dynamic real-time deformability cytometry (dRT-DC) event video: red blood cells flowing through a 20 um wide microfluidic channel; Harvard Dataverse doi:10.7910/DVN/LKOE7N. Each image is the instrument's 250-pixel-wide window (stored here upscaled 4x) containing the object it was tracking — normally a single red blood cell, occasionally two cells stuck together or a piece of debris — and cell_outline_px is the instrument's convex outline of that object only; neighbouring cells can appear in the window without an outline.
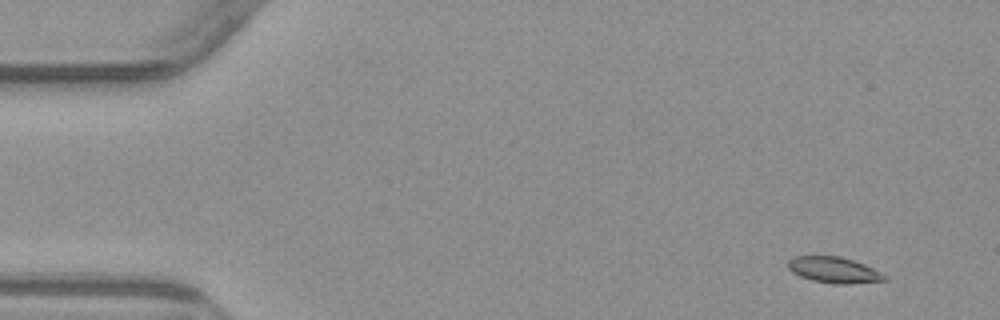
{"species": "common noctule bat (a hibernating species)", "species_latin": "Nyctalus noctula", "temperature_condition": "warm", "stored_images_in_passage": 5, "segment_of_instrument_passage": [2, 2], "camera_frame_rate_fps": 3000, "um_per_image_px": 0.085, "animal": {"sex": "male", "body_mass_g": 23.1, "forearm_length_mm": 52.7}, "frame": {"image": 1, "passage_image": 5, "time_ms": 6.0, "image_size_px": [1000, 320], "cell_outline_px": [[888, 280], [844, 284], [836, 284], [812, 280], [800, 276], [792, 272], [788, 268], [788, 260], [792, 256], [840, 256], [864, 264], [888, 276]], "centroid_in_image_um": [70.87, 22.94], "position_along_channel_um": 14.1, "area_um2": 14.57}}